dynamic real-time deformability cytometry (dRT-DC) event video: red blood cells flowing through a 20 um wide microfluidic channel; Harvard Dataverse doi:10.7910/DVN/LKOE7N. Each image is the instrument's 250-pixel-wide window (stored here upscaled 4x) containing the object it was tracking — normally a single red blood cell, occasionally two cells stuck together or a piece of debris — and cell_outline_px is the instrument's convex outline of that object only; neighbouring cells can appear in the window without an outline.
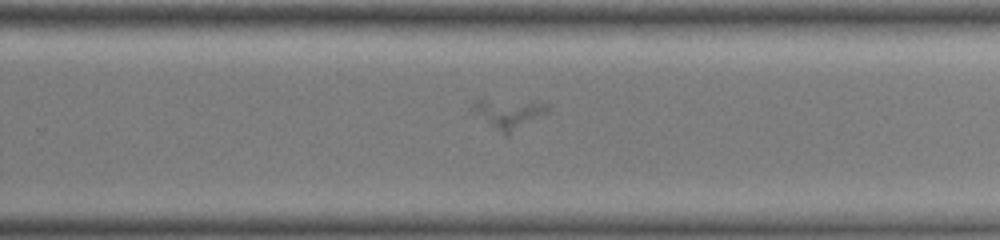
{"species": "common noctule bat (a hibernating species)", "species_latin": "Nyctalus noctula", "temperature_condition": "warm", "stored_images_in_passage": 26, "camera_frame_rate_fps": 3000, "um_per_image_px": 0.085, "animal": {"sex": "female", "body_mass_g": 19.0, "forearm_length_mm": 51.5}, "frame": {"image": 1, "passage_image": 19, "time_ms": 7.667, "image_size_px": [1000, 240], "cell_outline_px": [[556, 112], [508, 136], [472, 112], [468, 108], [476, 100], [484, 96], [532, 100], [552, 104]], "centroid_in_image_um": [43.41, 9.57], "position_along_channel_um": 286.4, "area_um2": 14.91}}